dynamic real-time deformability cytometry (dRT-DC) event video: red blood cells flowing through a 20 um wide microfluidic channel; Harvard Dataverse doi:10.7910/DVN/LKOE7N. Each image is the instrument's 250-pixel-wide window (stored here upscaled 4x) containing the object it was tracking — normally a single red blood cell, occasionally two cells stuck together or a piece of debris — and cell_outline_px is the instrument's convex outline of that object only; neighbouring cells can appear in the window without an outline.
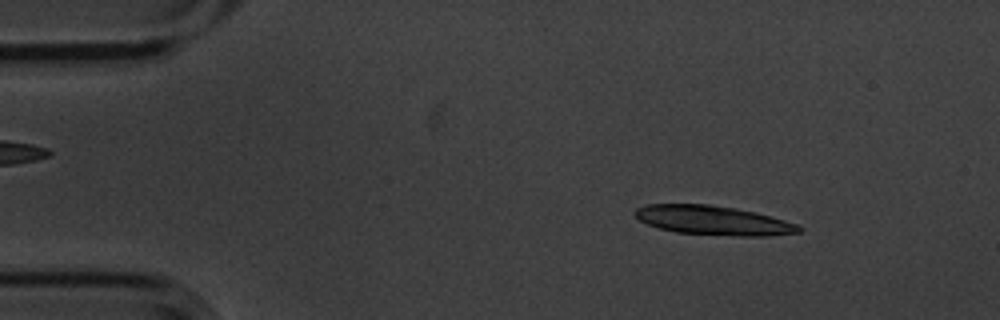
{"species": "common noctule bat (a hibernating species)", "species_latin": "Nyctalus noctula", "temperature_condition": "cold", "stored_images_in_passage": 9, "camera_frame_rate_fps": 3000, "um_per_image_px": 0.085, "animal": {"sex": "male", "body_mass_g": 20.1, "forearm_length_mm": 53.5}, "frame": {"image": 1, "passage_image": 2, "time_ms": 0.333, "image_size_px": [1000, 320], "cell_outline_px": [[804, 228], [800, 232], [768, 236], [740, 236], [676, 232], [660, 228], [648, 224], [640, 220], [632, 212], [636, 208], [648, 204], [708, 204], [732, 208], [752, 212], [800, 224]], "centroid_in_image_um": [60.63, 18.73], "position_along_channel_um": 24.4, "area_um2": 27.63}}
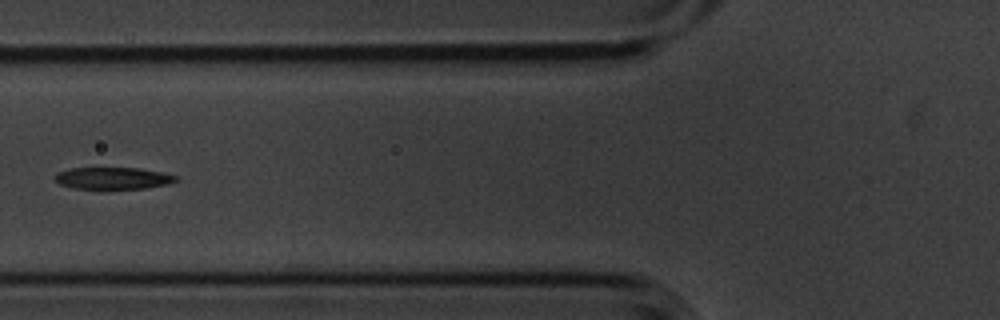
{"frame": {"image": 2, "passage_image": 6, "time_ms": 1.667, "image_size_px": [1000, 320], "cell_outline_px": [[180, 180], [168, 184], [144, 188], [104, 192], [76, 188], [60, 184], [56, 180], [56, 172], [68, 168], [140, 168], [164, 172], [176, 176]], "centroid_in_image_um": [9.62, 15.19], "position_along_channel_um": 116.2, "area_um2": 16.3}}
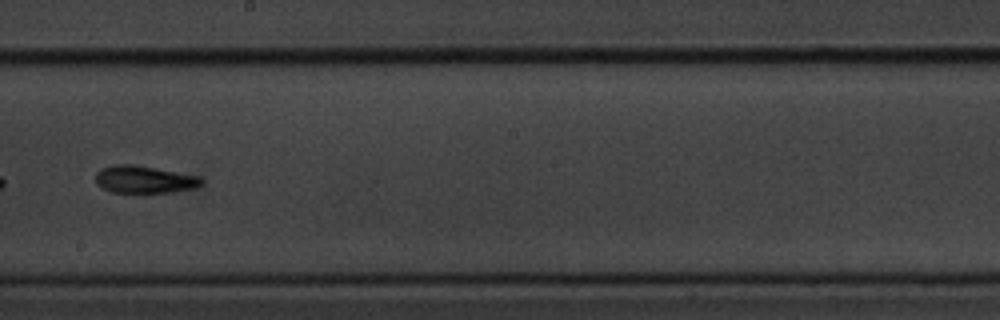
{"frame": {"image": 3, "passage_image": 9, "time_ms": 2.667, "image_size_px": [1000, 320], "cell_outline_px": [[204, 184], [196, 188], [172, 192], [144, 196], [112, 192], [96, 184], [96, 172], [100, 168], [112, 164], [132, 164], [156, 168], [200, 176], [204, 180]], "centroid_in_image_um": [12.28, 15.3], "position_along_channel_um": 235.9, "area_um2": 17.92}}